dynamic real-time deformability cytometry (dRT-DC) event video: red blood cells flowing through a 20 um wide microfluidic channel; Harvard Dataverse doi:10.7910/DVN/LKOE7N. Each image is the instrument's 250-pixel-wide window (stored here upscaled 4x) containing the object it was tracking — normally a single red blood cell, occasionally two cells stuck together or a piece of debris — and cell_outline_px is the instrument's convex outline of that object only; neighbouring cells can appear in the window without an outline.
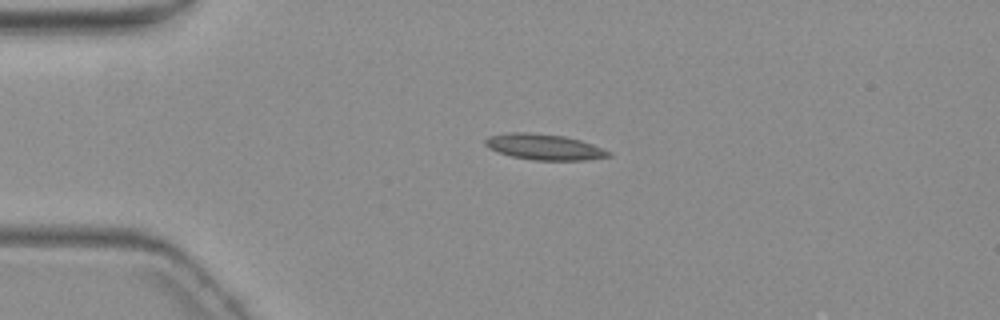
{"species": "common noctule bat (a hibernating species)", "species_latin": "Nyctalus noctula", "temperature_condition": "warm", "stored_images_in_passage": 2, "camera_frame_rate_fps": 3000, "um_per_image_px": 0.085, "animal": {"sex": "female", "body_mass_g": 19.3, "forearm_length_mm": 54.1}, "frame": {"image": 1, "passage_image": 1, "time_ms": 0.0, "image_size_px": [1000, 320], "cell_outline_px": [[612, 156], [588, 160], [536, 160], [512, 156], [496, 152], [488, 148], [484, 144], [484, 140], [488, 136], [508, 132], [528, 132], [564, 136], [580, 140], [604, 148], [612, 152]], "centroid_in_image_um": [46.26, 12.49], "position_along_channel_um": 38.7, "area_um2": 18.73}}